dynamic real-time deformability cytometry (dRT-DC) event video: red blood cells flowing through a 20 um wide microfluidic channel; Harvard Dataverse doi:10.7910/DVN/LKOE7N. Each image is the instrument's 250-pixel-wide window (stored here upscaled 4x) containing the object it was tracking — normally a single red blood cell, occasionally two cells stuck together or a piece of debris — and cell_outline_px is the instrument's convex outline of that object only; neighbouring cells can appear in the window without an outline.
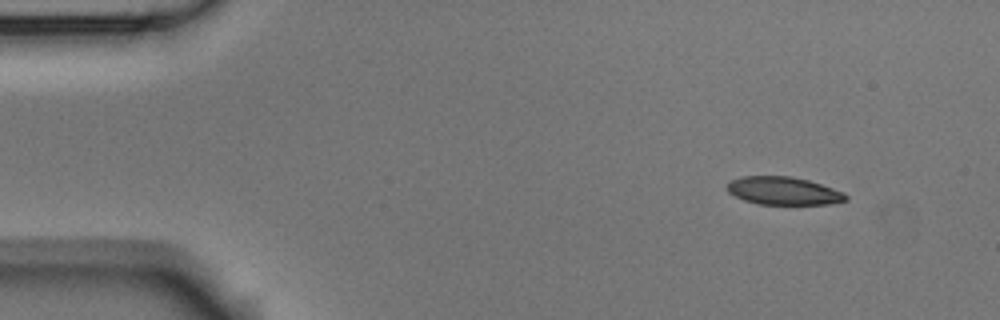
{"species": "Egyptian fruit bat (a non-hibernating species)", "species_latin": "Rousettus aegyptiacus", "temperature_condition": "room temperature", "stored_images_in_passage": 3, "camera_frame_rate_fps": 3000, "um_per_image_px": 0.085, "animal": {"sex": "male"}, "frame": {"image": 1, "passage_image": 1, "time_ms": 0.0, "image_size_px": [1000, 320], "cell_outline_px": [[848, 200], [828, 204], [756, 204], [744, 200], [728, 192], [728, 184], [732, 180], [740, 176], [792, 176], [808, 180], [844, 192], [848, 196]], "centroid_in_image_um": [66.61, 16.22], "position_along_channel_um": 18.4, "area_um2": 19.25}}
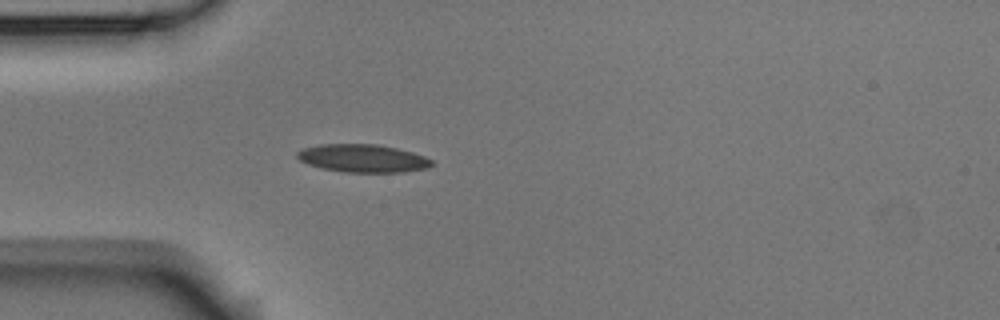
{"frame": {"image": 2, "passage_image": 3, "time_ms": 3.333, "image_size_px": [1000, 320], "cell_outline_px": [[432, 164], [428, 168], [404, 172], [344, 172], [320, 168], [308, 164], [300, 160], [296, 156], [296, 152], [300, 148], [320, 144], [380, 144], [412, 152], [424, 156], [432, 160]], "centroid_in_image_um": [30.8, 13.45], "position_along_channel_um": 54.2, "area_um2": 22.08}}